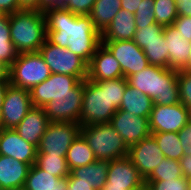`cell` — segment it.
<instances>
[{
  "mask_svg": "<svg viewBox=\"0 0 191 190\" xmlns=\"http://www.w3.org/2000/svg\"><path fill=\"white\" fill-rule=\"evenodd\" d=\"M152 107L153 100L149 96L127 84L119 110L149 118Z\"/></svg>",
  "mask_w": 191,
  "mask_h": 190,
  "instance_id": "cell-25",
  "label": "cell"
},
{
  "mask_svg": "<svg viewBox=\"0 0 191 190\" xmlns=\"http://www.w3.org/2000/svg\"><path fill=\"white\" fill-rule=\"evenodd\" d=\"M177 2L178 16L191 17V0H175Z\"/></svg>",
  "mask_w": 191,
  "mask_h": 190,
  "instance_id": "cell-42",
  "label": "cell"
},
{
  "mask_svg": "<svg viewBox=\"0 0 191 190\" xmlns=\"http://www.w3.org/2000/svg\"><path fill=\"white\" fill-rule=\"evenodd\" d=\"M128 84L153 100V105L180 103L178 70L149 65L127 78Z\"/></svg>",
  "mask_w": 191,
  "mask_h": 190,
  "instance_id": "cell-3",
  "label": "cell"
},
{
  "mask_svg": "<svg viewBox=\"0 0 191 190\" xmlns=\"http://www.w3.org/2000/svg\"><path fill=\"white\" fill-rule=\"evenodd\" d=\"M155 0H142L137 11L134 13L136 29H144L155 23Z\"/></svg>",
  "mask_w": 191,
  "mask_h": 190,
  "instance_id": "cell-34",
  "label": "cell"
},
{
  "mask_svg": "<svg viewBox=\"0 0 191 190\" xmlns=\"http://www.w3.org/2000/svg\"><path fill=\"white\" fill-rule=\"evenodd\" d=\"M51 73L66 74L85 80L88 75V64L67 48L52 44L47 39L39 49Z\"/></svg>",
  "mask_w": 191,
  "mask_h": 190,
  "instance_id": "cell-8",
  "label": "cell"
},
{
  "mask_svg": "<svg viewBox=\"0 0 191 190\" xmlns=\"http://www.w3.org/2000/svg\"><path fill=\"white\" fill-rule=\"evenodd\" d=\"M120 63L124 78L142 71L149 66L148 59L133 40L101 41Z\"/></svg>",
  "mask_w": 191,
  "mask_h": 190,
  "instance_id": "cell-12",
  "label": "cell"
},
{
  "mask_svg": "<svg viewBox=\"0 0 191 190\" xmlns=\"http://www.w3.org/2000/svg\"><path fill=\"white\" fill-rule=\"evenodd\" d=\"M164 27L160 24L146 26L144 29H136L133 41L142 49V42H151L159 39Z\"/></svg>",
  "mask_w": 191,
  "mask_h": 190,
  "instance_id": "cell-37",
  "label": "cell"
},
{
  "mask_svg": "<svg viewBox=\"0 0 191 190\" xmlns=\"http://www.w3.org/2000/svg\"><path fill=\"white\" fill-rule=\"evenodd\" d=\"M183 70L191 71V52H190V55H189V58H188V64Z\"/></svg>",
  "mask_w": 191,
  "mask_h": 190,
  "instance_id": "cell-50",
  "label": "cell"
},
{
  "mask_svg": "<svg viewBox=\"0 0 191 190\" xmlns=\"http://www.w3.org/2000/svg\"><path fill=\"white\" fill-rule=\"evenodd\" d=\"M163 34L167 50H169L170 68L178 71L183 70L188 64L191 42L183 39V36L173 25L164 26Z\"/></svg>",
  "mask_w": 191,
  "mask_h": 190,
  "instance_id": "cell-20",
  "label": "cell"
},
{
  "mask_svg": "<svg viewBox=\"0 0 191 190\" xmlns=\"http://www.w3.org/2000/svg\"><path fill=\"white\" fill-rule=\"evenodd\" d=\"M67 190H94L85 182H67Z\"/></svg>",
  "mask_w": 191,
  "mask_h": 190,
  "instance_id": "cell-46",
  "label": "cell"
},
{
  "mask_svg": "<svg viewBox=\"0 0 191 190\" xmlns=\"http://www.w3.org/2000/svg\"><path fill=\"white\" fill-rule=\"evenodd\" d=\"M109 164V160H96L87 166L73 168L67 182H85L94 190H101L107 181Z\"/></svg>",
  "mask_w": 191,
  "mask_h": 190,
  "instance_id": "cell-22",
  "label": "cell"
},
{
  "mask_svg": "<svg viewBox=\"0 0 191 190\" xmlns=\"http://www.w3.org/2000/svg\"><path fill=\"white\" fill-rule=\"evenodd\" d=\"M128 80L124 77L93 82L84 80L80 125L110 123L120 108Z\"/></svg>",
  "mask_w": 191,
  "mask_h": 190,
  "instance_id": "cell-2",
  "label": "cell"
},
{
  "mask_svg": "<svg viewBox=\"0 0 191 190\" xmlns=\"http://www.w3.org/2000/svg\"><path fill=\"white\" fill-rule=\"evenodd\" d=\"M9 20L10 14L0 13V62L10 67L19 53L11 40Z\"/></svg>",
  "mask_w": 191,
  "mask_h": 190,
  "instance_id": "cell-28",
  "label": "cell"
},
{
  "mask_svg": "<svg viewBox=\"0 0 191 190\" xmlns=\"http://www.w3.org/2000/svg\"><path fill=\"white\" fill-rule=\"evenodd\" d=\"M121 8L131 13H135L141 4L142 0H121Z\"/></svg>",
  "mask_w": 191,
  "mask_h": 190,
  "instance_id": "cell-45",
  "label": "cell"
},
{
  "mask_svg": "<svg viewBox=\"0 0 191 190\" xmlns=\"http://www.w3.org/2000/svg\"><path fill=\"white\" fill-rule=\"evenodd\" d=\"M189 190H191V180H190V182H189Z\"/></svg>",
  "mask_w": 191,
  "mask_h": 190,
  "instance_id": "cell-52",
  "label": "cell"
},
{
  "mask_svg": "<svg viewBox=\"0 0 191 190\" xmlns=\"http://www.w3.org/2000/svg\"><path fill=\"white\" fill-rule=\"evenodd\" d=\"M9 85H10V82H0V112L2 109L5 93Z\"/></svg>",
  "mask_w": 191,
  "mask_h": 190,
  "instance_id": "cell-48",
  "label": "cell"
},
{
  "mask_svg": "<svg viewBox=\"0 0 191 190\" xmlns=\"http://www.w3.org/2000/svg\"><path fill=\"white\" fill-rule=\"evenodd\" d=\"M29 168L26 163L0 155V189L23 190Z\"/></svg>",
  "mask_w": 191,
  "mask_h": 190,
  "instance_id": "cell-19",
  "label": "cell"
},
{
  "mask_svg": "<svg viewBox=\"0 0 191 190\" xmlns=\"http://www.w3.org/2000/svg\"><path fill=\"white\" fill-rule=\"evenodd\" d=\"M111 126L119 133L128 147L149 137V118L136 116L124 110H117L110 121Z\"/></svg>",
  "mask_w": 191,
  "mask_h": 190,
  "instance_id": "cell-14",
  "label": "cell"
},
{
  "mask_svg": "<svg viewBox=\"0 0 191 190\" xmlns=\"http://www.w3.org/2000/svg\"><path fill=\"white\" fill-rule=\"evenodd\" d=\"M50 68L39 52L19 53L10 66V85L31 90L50 77Z\"/></svg>",
  "mask_w": 191,
  "mask_h": 190,
  "instance_id": "cell-7",
  "label": "cell"
},
{
  "mask_svg": "<svg viewBox=\"0 0 191 190\" xmlns=\"http://www.w3.org/2000/svg\"><path fill=\"white\" fill-rule=\"evenodd\" d=\"M152 133H178L188 124V109L181 103L175 105H153L150 117Z\"/></svg>",
  "mask_w": 191,
  "mask_h": 190,
  "instance_id": "cell-13",
  "label": "cell"
},
{
  "mask_svg": "<svg viewBox=\"0 0 191 190\" xmlns=\"http://www.w3.org/2000/svg\"><path fill=\"white\" fill-rule=\"evenodd\" d=\"M180 103L186 108L191 107V71H178Z\"/></svg>",
  "mask_w": 191,
  "mask_h": 190,
  "instance_id": "cell-36",
  "label": "cell"
},
{
  "mask_svg": "<svg viewBox=\"0 0 191 190\" xmlns=\"http://www.w3.org/2000/svg\"><path fill=\"white\" fill-rule=\"evenodd\" d=\"M23 9H35L43 11V2L41 0H19Z\"/></svg>",
  "mask_w": 191,
  "mask_h": 190,
  "instance_id": "cell-44",
  "label": "cell"
},
{
  "mask_svg": "<svg viewBox=\"0 0 191 190\" xmlns=\"http://www.w3.org/2000/svg\"><path fill=\"white\" fill-rule=\"evenodd\" d=\"M31 108L30 90L9 85L0 112V127L15 129Z\"/></svg>",
  "mask_w": 191,
  "mask_h": 190,
  "instance_id": "cell-10",
  "label": "cell"
},
{
  "mask_svg": "<svg viewBox=\"0 0 191 190\" xmlns=\"http://www.w3.org/2000/svg\"><path fill=\"white\" fill-rule=\"evenodd\" d=\"M106 183L101 190H143L145 180L128 156L110 161Z\"/></svg>",
  "mask_w": 191,
  "mask_h": 190,
  "instance_id": "cell-11",
  "label": "cell"
},
{
  "mask_svg": "<svg viewBox=\"0 0 191 190\" xmlns=\"http://www.w3.org/2000/svg\"><path fill=\"white\" fill-rule=\"evenodd\" d=\"M10 67L3 62H0V82H9Z\"/></svg>",
  "mask_w": 191,
  "mask_h": 190,
  "instance_id": "cell-47",
  "label": "cell"
},
{
  "mask_svg": "<svg viewBox=\"0 0 191 190\" xmlns=\"http://www.w3.org/2000/svg\"><path fill=\"white\" fill-rule=\"evenodd\" d=\"M184 155H191V123L178 132Z\"/></svg>",
  "mask_w": 191,
  "mask_h": 190,
  "instance_id": "cell-40",
  "label": "cell"
},
{
  "mask_svg": "<svg viewBox=\"0 0 191 190\" xmlns=\"http://www.w3.org/2000/svg\"><path fill=\"white\" fill-rule=\"evenodd\" d=\"M84 80L66 74L51 73L45 81L30 90L33 107H45L52 100L64 96H83Z\"/></svg>",
  "mask_w": 191,
  "mask_h": 190,
  "instance_id": "cell-6",
  "label": "cell"
},
{
  "mask_svg": "<svg viewBox=\"0 0 191 190\" xmlns=\"http://www.w3.org/2000/svg\"><path fill=\"white\" fill-rule=\"evenodd\" d=\"M176 30L183 36V39L191 42V17L178 16L172 24Z\"/></svg>",
  "mask_w": 191,
  "mask_h": 190,
  "instance_id": "cell-39",
  "label": "cell"
},
{
  "mask_svg": "<svg viewBox=\"0 0 191 190\" xmlns=\"http://www.w3.org/2000/svg\"><path fill=\"white\" fill-rule=\"evenodd\" d=\"M23 190H67V178L50 175L34 164L29 168Z\"/></svg>",
  "mask_w": 191,
  "mask_h": 190,
  "instance_id": "cell-24",
  "label": "cell"
},
{
  "mask_svg": "<svg viewBox=\"0 0 191 190\" xmlns=\"http://www.w3.org/2000/svg\"><path fill=\"white\" fill-rule=\"evenodd\" d=\"M0 155L28 164L36 163L37 147L21 138L15 129H3L0 135Z\"/></svg>",
  "mask_w": 191,
  "mask_h": 190,
  "instance_id": "cell-17",
  "label": "cell"
},
{
  "mask_svg": "<svg viewBox=\"0 0 191 190\" xmlns=\"http://www.w3.org/2000/svg\"><path fill=\"white\" fill-rule=\"evenodd\" d=\"M163 153L168 159L180 160L184 156V150L180 138L176 132H160L151 134Z\"/></svg>",
  "mask_w": 191,
  "mask_h": 190,
  "instance_id": "cell-30",
  "label": "cell"
},
{
  "mask_svg": "<svg viewBox=\"0 0 191 190\" xmlns=\"http://www.w3.org/2000/svg\"><path fill=\"white\" fill-rule=\"evenodd\" d=\"M48 125L49 120L45 114L44 108L33 107L15 130L26 142L38 147Z\"/></svg>",
  "mask_w": 191,
  "mask_h": 190,
  "instance_id": "cell-21",
  "label": "cell"
},
{
  "mask_svg": "<svg viewBox=\"0 0 191 190\" xmlns=\"http://www.w3.org/2000/svg\"><path fill=\"white\" fill-rule=\"evenodd\" d=\"M184 177L181 170L180 161L176 159L164 158L159 166L145 179V181H165L166 179H176Z\"/></svg>",
  "mask_w": 191,
  "mask_h": 190,
  "instance_id": "cell-32",
  "label": "cell"
},
{
  "mask_svg": "<svg viewBox=\"0 0 191 190\" xmlns=\"http://www.w3.org/2000/svg\"><path fill=\"white\" fill-rule=\"evenodd\" d=\"M121 0H95L89 14L94 26L102 34L121 9Z\"/></svg>",
  "mask_w": 191,
  "mask_h": 190,
  "instance_id": "cell-26",
  "label": "cell"
},
{
  "mask_svg": "<svg viewBox=\"0 0 191 190\" xmlns=\"http://www.w3.org/2000/svg\"><path fill=\"white\" fill-rule=\"evenodd\" d=\"M179 161L183 176L191 180V155H184Z\"/></svg>",
  "mask_w": 191,
  "mask_h": 190,
  "instance_id": "cell-43",
  "label": "cell"
},
{
  "mask_svg": "<svg viewBox=\"0 0 191 190\" xmlns=\"http://www.w3.org/2000/svg\"><path fill=\"white\" fill-rule=\"evenodd\" d=\"M46 20L47 40L67 48L87 64L101 44V34L89 15H77L62 6L43 10Z\"/></svg>",
  "mask_w": 191,
  "mask_h": 190,
  "instance_id": "cell-1",
  "label": "cell"
},
{
  "mask_svg": "<svg viewBox=\"0 0 191 190\" xmlns=\"http://www.w3.org/2000/svg\"><path fill=\"white\" fill-rule=\"evenodd\" d=\"M43 2V10L47 7L62 6L63 0H41Z\"/></svg>",
  "mask_w": 191,
  "mask_h": 190,
  "instance_id": "cell-49",
  "label": "cell"
},
{
  "mask_svg": "<svg viewBox=\"0 0 191 190\" xmlns=\"http://www.w3.org/2000/svg\"><path fill=\"white\" fill-rule=\"evenodd\" d=\"M128 157L144 180L165 158L152 135L130 146Z\"/></svg>",
  "mask_w": 191,
  "mask_h": 190,
  "instance_id": "cell-15",
  "label": "cell"
},
{
  "mask_svg": "<svg viewBox=\"0 0 191 190\" xmlns=\"http://www.w3.org/2000/svg\"><path fill=\"white\" fill-rule=\"evenodd\" d=\"M9 27L11 40L18 53L38 52L47 38L42 10L22 9L10 14Z\"/></svg>",
  "mask_w": 191,
  "mask_h": 190,
  "instance_id": "cell-4",
  "label": "cell"
},
{
  "mask_svg": "<svg viewBox=\"0 0 191 190\" xmlns=\"http://www.w3.org/2000/svg\"><path fill=\"white\" fill-rule=\"evenodd\" d=\"M80 130L79 123L49 122L37 147V155L66 157L67 150L79 136Z\"/></svg>",
  "mask_w": 191,
  "mask_h": 190,
  "instance_id": "cell-9",
  "label": "cell"
},
{
  "mask_svg": "<svg viewBox=\"0 0 191 190\" xmlns=\"http://www.w3.org/2000/svg\"><path fill=\"white\" fill-rule=\"evenodd\" d=\"M83 96H64L49 102L44 108L49 122L80 124Z\"/></svg>",
  "mask_w": 191,
  "mask_h": 190,
  "instance_id": "cell-18",
  "label": "cell"
},
{
  "mask_svg": "<svg viewBox=\"0 0 191 190\" xmlns=\"http://www.w3.org/2000/svg\"><path fill=\"white\" fill-rule=\"evenodd\" d=\"M136 32L134 14L120 9L110 25L101 34V41H126L133 40Z\"/></svg>",
  "mask_w": 191,
  "mask_h": 190,
  "instance_id": "cell-23",
  "label": "cell"
},
{
  "mask_svg": "<svg viewBox=\"0 0 191 190\" xmlns=\"http://www.w3.org/2000/svg\"><path fill=\"white\" fill-rule=\"evenodd\" d=\"M22 9L19 0H0V13L13 14Z\"/></svg>",
  "mask_w": 191,
  "mask_h": 190,
  "instance_id": "cell-41",
  "label": "cell"
},
{
  "mask_svg": "<svg viewBox=\"0 0 191 190\" xmlns=\"http://www.w3.org/2000/svg\"><path fill=\"white\" fill-rule=\"evenodd\" d=\"M142 49L148 59L149 65L170 68L169 50H167V43H165V37L163 33L157 40H152L151 42H142Z\"/></svg>",
  "mask_w": 191,
  "mask_h": 190,
  "instance_id": "cell-29",
  "label": "cell"
},
{
  "mask_svg": "<svg viewBox=\"0 0 191 190\" xmlns=\"http://www.w3.org/2000/svg\"><path fill=\"white\" fill-rule=\"evenodd\" d=\"M35 164L43 171L59 178H67L70 174L66 158L59 155H37Z\"/></svg>",
  "mask_w": 191,
  "mask_h": 190,
  "instance_id": "cell-31",
  "label": "cell"
},
{
  "mask_svg": "<svg viewBox=\"0 0 191 190\" xmlns=\"http://www.w3.org/2000/svg\"><path fill=\"white\" fill-rule=\"evenodd\" d=\"M95 0H64L62 7L77 15H89Z\"/></svg>",
  "mask_w": 191,
  "mask_h": 190,
  "instance_id": "cell-38",
  "label": "cell"
},
{
  "mask_svg": "<svg viewBox=\"0 0 191 190\" xmlns=\"http://www.w3.org/2000/svg\"><path fill=\"white\" fill-rule=\"evenodd\" d=\"M155 23L163 27L172 25L178 17L177 2L175 0H155Z\"/></svg>",
  "mask_w": 191,
  "mask_h": 190,
  "instance_id": "cell-33",
  "label": "cell"
},
{
  "mask_svg": "<svg viewBox=\"0 0 191 190\" xmlns=\"http://www.w3.org/2000/svg\"><path fill=\"white\" fill-rule=\"evenodd\" d=\"M80 134L97 160L112 161L128 156V145L110 123L81 126Z\"/></svg>",
  "mask_w": 191,
  "mask_h": 190,
  "instance_id": "cell-5",
  "label": "cell"
},
{
  "mask_svg": "<svg viewBox=\"0 0 191 190\" xmlns=\"http://www.w3.org/2000/svg\"><path fill=\"white\" fill-rule=\"evenodd\" d=\"M124 77L120 63L109 49L101 43L88 64L87 79L93 82Z\"/></svg>",
  "mask_w": 191,
  "mask_h": 190,
  "instance_id": "cell-16",
  "label": "cell"
},
{
  "mask_svg": "<svg viewBox=\"0 0 191 190\" xmlns=\"http://www.w3.org/2000/svg\"><path fill=\"white\" fill-rule=\"evenodd\" d=\"M190 180L185 177L165 181H145V190H189Z\"/></svg>",
  "mask_w": 191,
  "mask_h": 190,
  "instance_id": "cell-35",
  "label": "cell"
},
{
  "mask_svg": "<svg viewBox=\"0 0 191 190\" xmlns=\"http://www.w3.org/2000/svg\"><path fill=\"white\" fill-rule=\"evenodd\" d=\"M66 160L69 170L81 166H87L95 162L93 151L90 149L84 137L79 136L73 141L66 153Z\"/></svg>",
  "mask_w": 191,
  "mask_h": 190,
  "instance_id": "cell-27",
  "label": "cell"
},
{
  "mask_svg": "<svg viewBox=\"0 0 191 190\" xmlns=\"http://www.w3.org/2000/svg\"><path fill=\"white\" fill-rule=\"evenodd\" d=\"M188 123H191V107H188Z\"/></svg>",
  "mask_w": 191,
  "mask_h": 190,
  "instance_id": "cell-51",
  "label": "cell"
}]
</instances>
